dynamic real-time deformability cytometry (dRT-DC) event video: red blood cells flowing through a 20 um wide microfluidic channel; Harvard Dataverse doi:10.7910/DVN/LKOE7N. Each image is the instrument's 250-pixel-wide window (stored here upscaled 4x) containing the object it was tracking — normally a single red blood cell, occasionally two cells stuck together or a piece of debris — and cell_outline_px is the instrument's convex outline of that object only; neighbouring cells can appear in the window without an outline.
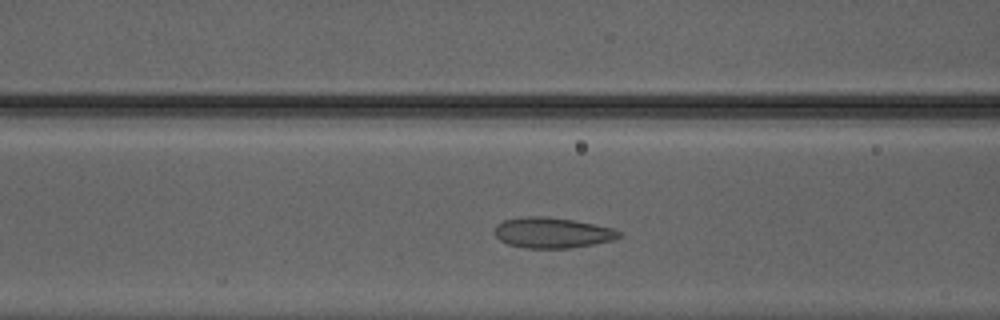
{"species": "Egyptian fruit bat (a non-hibernating species)", "species_latin": "Rousettus aegyptiacus", "temperature_condition": "warm", "stored_images_in_passage": 32, "camera_frame_rate_fps": 3000, "um_per_image_px": 0.085, "animal": {"sex": "male"}, "frame": {"image": 1, "passage_image": 11, "time_ms": 3.333, "image_size_px": [1000, 320], "cell_outline_px": [[620, 236], [612, 240], [572, 248], [524, 248], [508, 244], [500, 240], [492, 232], [496, 224], [504, 220], [520, 216], [544, 216], [572, 220], [612, 228], [620, 232]], "centroid_in_image_um": [46.86, 19.78], "position_along_channel_um": 119.7, "area_um2": 22.14}}
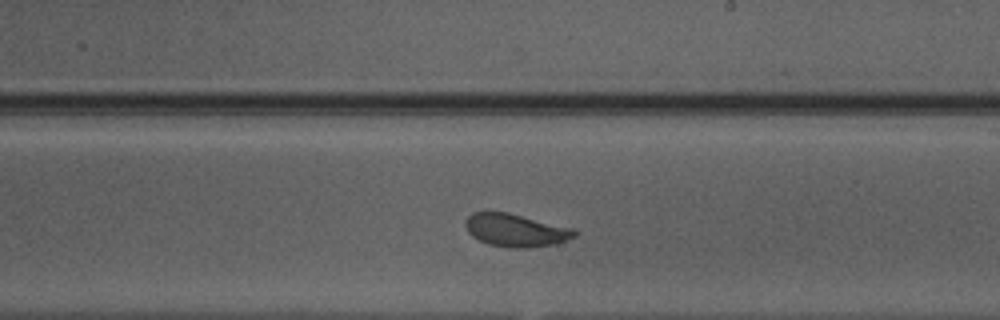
{"frame": {"image": 2, "passage_image": 20, "time_ms": 6.333, "image_size_px": [1000, 320], "cell_outline_px": [[580, 232], [576, 236], [556, 244], [528, 248], [508, 248], [488, 244], [472, 236], [468, 232], [464, 224], [468, 216], [472, 212], [508, 212], [572, 228]], "centroid_in_image_um": [43.84, 19.58], "position_along_channel_um": 245.2, "area_um2": 20.98}}
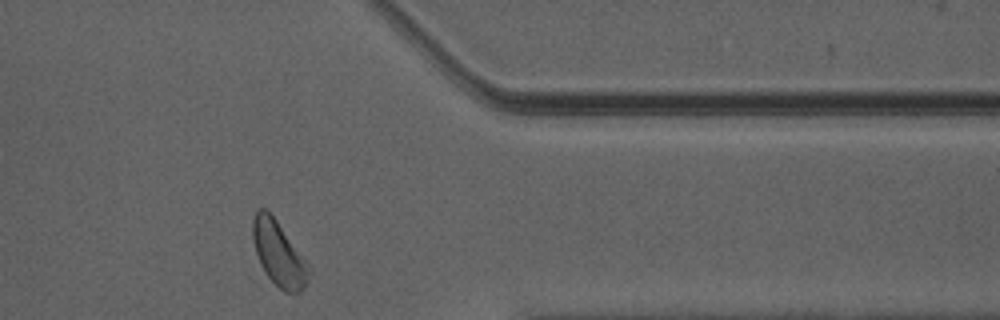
{"frame": {"image": 3, "passage_image": 31, "time_ms": 10.0, "image_size_px": [1000, 320], "cell_outline_px": [[312, 272], [304, 288], [300, 292], [284, 292], [268, 276], [260, 264], [252, 240], [252, 220], [256, 208], [264, 208], [276, 220], [304, 260]], "centroid_in_image_um": [23.66, 21.56], "position_along_channel_um": 387.7, "area_um2": 20.63}, "authors_computed_cell_mechanics": {"area_um2": 21.4727, "velocity_mm_per_s": 4.1919, "shape_relaxation_time_tau1_ms": 2.5121, "shape_relaxation_time_tau2_ms": 1.0292, "deformation_change_tau1": 0.0942, "deformation_change_tau2": 0.0876}}